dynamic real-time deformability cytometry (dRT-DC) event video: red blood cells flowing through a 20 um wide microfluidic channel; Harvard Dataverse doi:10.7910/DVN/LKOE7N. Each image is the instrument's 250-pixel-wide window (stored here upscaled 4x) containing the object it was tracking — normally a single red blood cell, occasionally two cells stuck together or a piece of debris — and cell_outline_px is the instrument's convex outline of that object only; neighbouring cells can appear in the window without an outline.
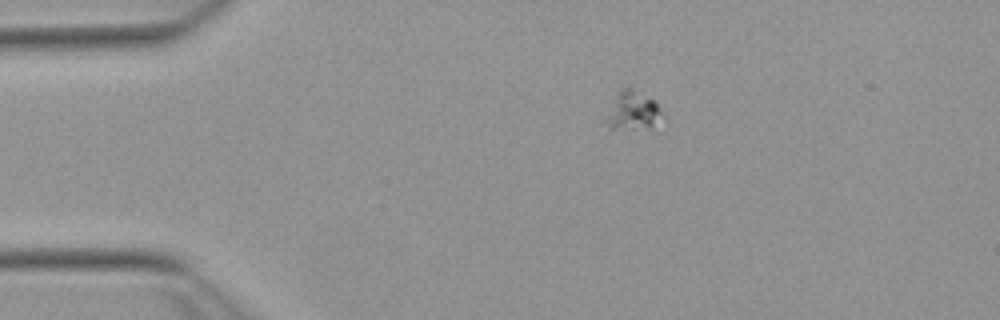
{"species": "Egyptian fruit bat (a non-hibernating species)", "species_latin": "Rousettus aegyptiacus", "temperature_condition": "warm", "stored_images_in_passage": 44, "camera_frame_rate_fps": 3000, "um_per_image_px": 0.085, "animal": {"sex": "female"}, "frame": {"image": 1, "passage_image": 1, "time_ms": 0.0, "image_size_px": [1000, 320], "cell_outline_px": [[664, 116], [652, 124], [632, 128], [608, 132], [600, 124], [620, 92], [628, 84], [652, 100], [656, 104]], "centroid_in_image_um": [53.64, 9.46], "position_along_channel_um": 31.4, "area_um2": 12.6}}
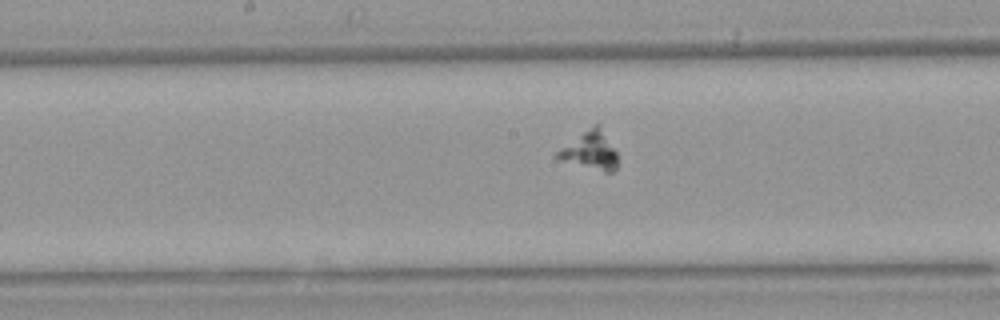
{"frame": {"image": 2, "passage_image": 18, "time_ms": 5.667, "image_size_px": [1000, 320], "cell_outline_px": [[616, 168], [612, 172], [604, 172], [560, 160], [552, 156], [560, 148], [596, 124], [600, 124], [616, 152]], "centroid_in_image_um": [50.15, 12.82], "position_along_channel_um": 198.0, "area_um2": 13.06}}
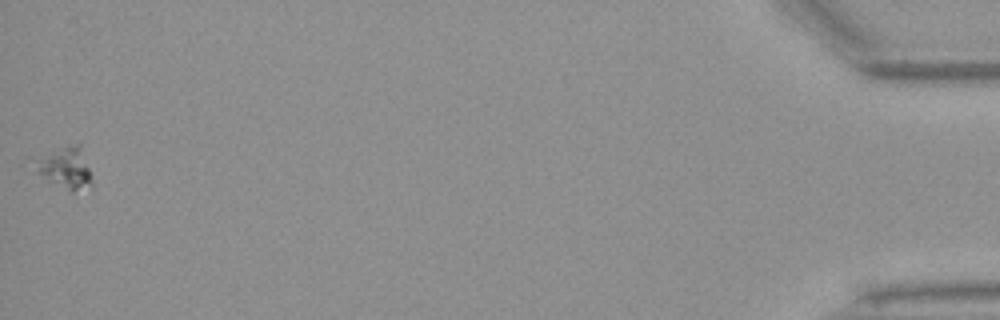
{"frame": {"image": 3, "passage_image": 44, "time_ms": 14.333, "image_size_px": [1000, 320], "cell_outline_px": [[92, 184], [72, 192], [40, 172], [40, 160], [52, 152], [72, 144], [80, 144], [92, 176]], "centroid_in_image_um": [5.75, 14.26], "position_along_channel_um": 429.5, "area_um2": 12.14}}